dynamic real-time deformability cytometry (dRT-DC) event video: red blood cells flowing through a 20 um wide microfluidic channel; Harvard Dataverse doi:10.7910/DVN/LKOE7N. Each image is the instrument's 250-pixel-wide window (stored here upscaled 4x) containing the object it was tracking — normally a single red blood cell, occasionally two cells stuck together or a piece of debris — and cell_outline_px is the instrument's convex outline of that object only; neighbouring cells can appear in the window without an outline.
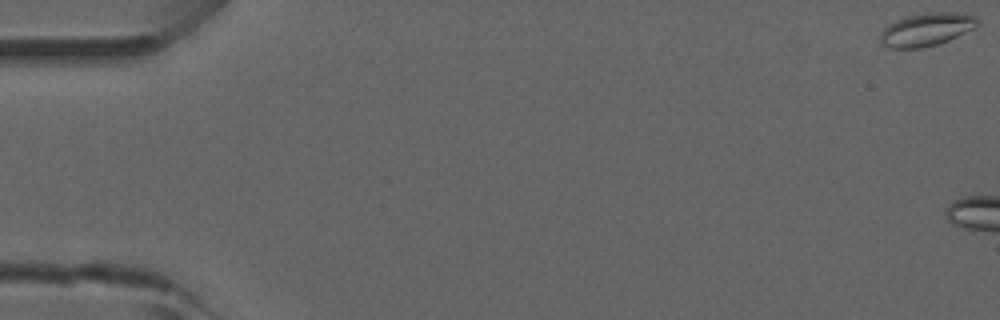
{"species": "common noctule bat (a hibernating species)", "species_latin": "Nyctalus noctula", "temperature_condition": "room temperature", "stored_images_in_passage": 14, "camera_frame_rate_fps": 3000, "um_per_image_px": 0.085, "animal": {"sex": "male", "forearm_length_mm": 52.5}, "frame": {"image": 1, "passage_image": 1, "time_ms": 0.0, "image_size_px": [1000, 320], "cell_outline_px": [[980, 24], [976, 28], [948, 40], [936, 44], [920, 48], [888, 48], [880, 40], [880, 36], [884, 28], [892, 20], [904, 16], [924, 12], [964, 12], [976, 16], [980, 20]], "centroid_in_image_um": [78.79, 2.47], "position_along_channel_um": 6.2, "area_um2": 19.13}}